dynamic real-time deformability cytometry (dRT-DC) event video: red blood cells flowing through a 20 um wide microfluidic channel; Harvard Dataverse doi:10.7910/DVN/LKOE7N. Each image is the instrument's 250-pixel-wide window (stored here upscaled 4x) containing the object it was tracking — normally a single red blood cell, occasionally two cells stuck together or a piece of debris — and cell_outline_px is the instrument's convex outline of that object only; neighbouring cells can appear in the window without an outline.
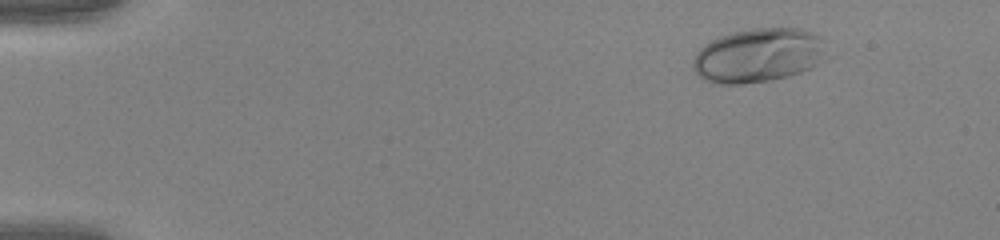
{"species": "human", "species_latin": "Homo sapiens", "temperature_condition": "warm", "stored_images_in_passage": 47, "camera_frame_rate_fps": 3000, "um_per_image_px": 0.085, "donor": {"sex": "female"}, "frame": {"image": 1, "passage_image": 1, "time_ms": 0.0, "image_size_px": [1000, 240], "cell_outline_px": [[832, 56], [812, 68], [788, 76], [772, 80], [744, 84], [712, 84], [704, 80], [692, 68], [692, 60], [696, 52], [704, 44], [720, 36], [732, 32], [752, 28], [800, 28], [812, 32], [824, 40]], "centroid_in_image_um": [64.52, 4.71], "position_along_channel_um": 20.5, "area_um2": 43.12}}
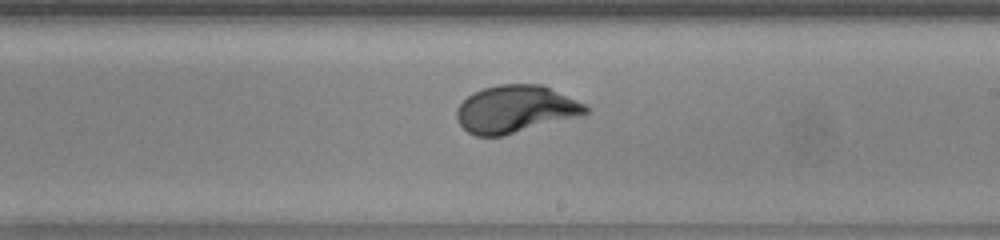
{"frame": {"image": 2, "passage_image": 27, "time_ms": 8.667, "image_size_px": [1000, 240], "cell_outline_px": [[588, 112], [584, 116], [504, 136], [476, 136], [468, 132], [460, 124], [456, 116], [456, 108], [472, 92], [484, 88], [500, 84], [544, 84], [584, 104], [588, 108]], "centroid_in_image_um": [43.84, 9.29], "position_along_channel_um": 245.2, "area_um2": 36.01}}
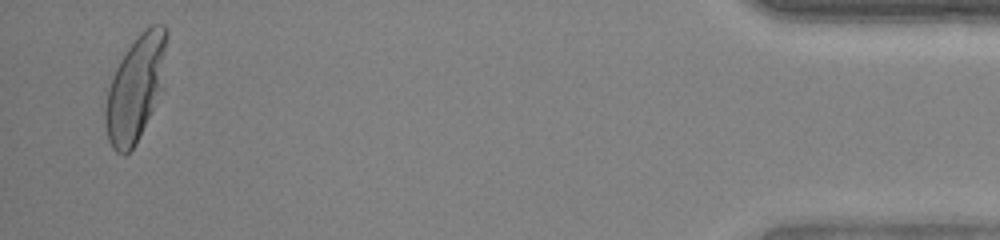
{"frame": {"image": 3, "passage_image": 46, "time_ms": 15.0, "image_size_px": [1000, 240], "cell_outline_px": [[168, 36], [164, 88], [136, 144], [124, 156], [116, 152], [112, 148], [108, 140], [104, 124], [104, 108], [108, 88], [112, 76], [124, 52], [144, 28], [152, 24], [164, 24], [168, 28]], "centroid_in_image_um": [11.55, 7.47], "position_along_channel_um": 423.6, "area_um2": 38.61}, "authors_computed_cell_mechanics": {"area_um2": 36.125, "velocity_mm_per_s": 3.9673, "shape_relaxation_time_tau1_ms": 2.9849, "shape_relaxation_time_tau2_ms": null, "deformation_change_tau1": 0.2137, "deformation_change_tau2": null}}